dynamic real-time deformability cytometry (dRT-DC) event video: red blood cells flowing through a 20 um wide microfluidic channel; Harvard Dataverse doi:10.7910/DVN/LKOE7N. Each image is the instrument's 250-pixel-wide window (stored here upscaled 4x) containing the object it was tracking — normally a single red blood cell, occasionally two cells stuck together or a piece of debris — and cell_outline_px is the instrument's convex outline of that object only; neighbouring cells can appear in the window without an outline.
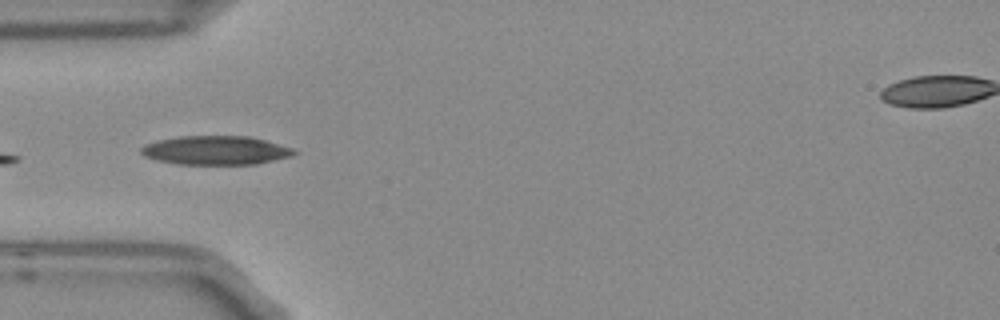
{"species": "Egyptian fruit bat (a non-hibernating species)", "species_latin": "Rousettus aegyptiacus", "temperature_condition": "room temperature", "stored_images_in_passage": 2, "camera_frame_rate_fps": 3000, "um_per_image_px": 0.085, "frame": {"image": 1, "passage_image": 2, "time_ms": 0.333, "image_size_px": [1000, 320], "cell_outline_px": [[296, 152], [292, 156], [256, 164], [176, 164], [156, 160], [144, 156], [140, 152], [140, 148], [144, 144], [156, 140], [180, 136], [248, 136], [264, 140], [292, 148]], "centroid_in_image_um": [18.27, 12.78], "position_along_channel_um": 66.7, "area_um2": 25.72}}